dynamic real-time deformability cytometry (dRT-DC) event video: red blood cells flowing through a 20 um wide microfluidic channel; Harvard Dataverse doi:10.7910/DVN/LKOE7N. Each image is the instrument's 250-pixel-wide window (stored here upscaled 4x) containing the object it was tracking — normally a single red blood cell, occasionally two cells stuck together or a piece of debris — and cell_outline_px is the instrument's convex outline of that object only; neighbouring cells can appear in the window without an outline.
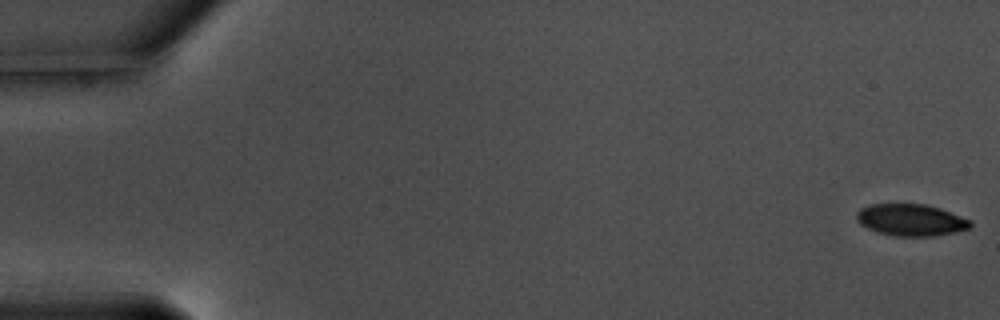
{"species": "common noctule bat (a hibernating species)", "species_latin": "Nyctalus noctula", "temperature_condition": "warm", "stored_images_in_passage": 58, "camera_frame_rate_fps": 3000, "um_per_image_px": 0.085, "animal": {"sex": "male", "body_mass_g": 17.5, "forearm_length_mm": 52.3}, "frame": {"image": 1, "passage_image": 1, "time_ms": 0.0, "image_size_px": [1000, 320], "cell_outline_px": [[972, 228], [956, 232], [932, 236], [896, 236], [876, 232], [860, 224], [856, 220], [856, 212], [860, 208], [868, 204], [924, 204], [940, 208], [972, 220]], "centroid_in_image_um": [77.43, 18.69], "position_along_channel_um": 7.6, "area_um2": 21.33}}
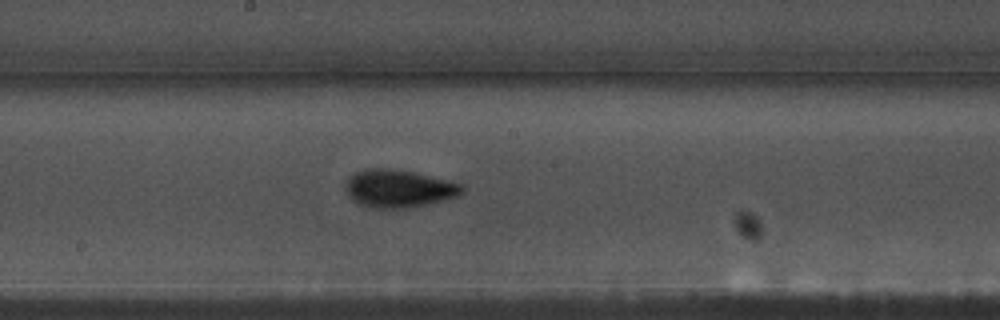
{"frame": {"image": 2, "passage_image": 32, "time_ms": 10.333, "image_size_px": [1000, 320], "cell_outline_px": [[464, 192], [456, 196], [444, 200], [404, 208], [372, 208], [360, 204], [352, 200], [344, 188], [348, 176], [364, 168], [392, 168], [412, 172], [464, 184]], "centroid_in_image_um": [33.85, 16.01], "position_along_channel_um": 214.4, "area_um2": 25.61}}
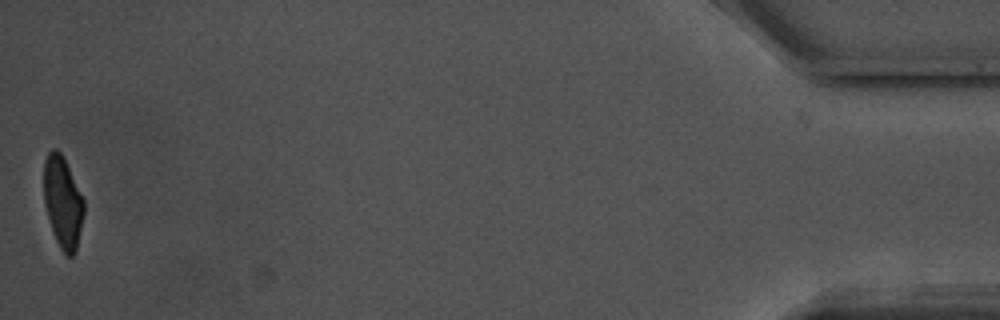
{"frame": {"image": 3, "passage_image": 58, "time_ms": 19.0, "image_size_px": [1000, 320], "cell_outline_px": [[84, 212], [76, 252], [72, 256], [64, 256], [52, 232], [44, 200], [44, 160], [48, 152], [52, 148], [56, 148], [60, 152], [84, 200]], "centroid_in_image_um": [5.33, 17.22], "position_along_channel_um": 429.9, "area_um2": 21.21}, "authors_computed_cell_mechanics": {"area_um2": 23.0622, "velocity_mm_per_s": 3.5587, "shape_relaxation_time_tau1_ms": 2.3232, "shape_relaxation_time_tau2_ms": 1.076, "deformation_change_tau1": 0.1294, "deformation_change_tau2": 0.0547}}